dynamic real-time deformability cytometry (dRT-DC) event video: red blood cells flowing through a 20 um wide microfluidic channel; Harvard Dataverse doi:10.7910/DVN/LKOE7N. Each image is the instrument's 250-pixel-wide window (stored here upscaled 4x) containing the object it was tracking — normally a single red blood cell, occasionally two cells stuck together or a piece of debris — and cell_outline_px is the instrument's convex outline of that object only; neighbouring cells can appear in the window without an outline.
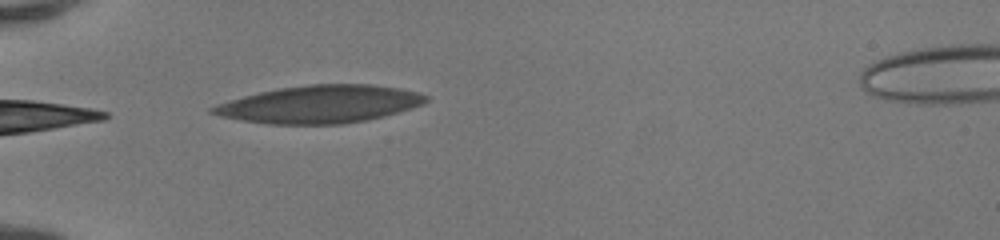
{"species": "human", "species_latin": "Homo sapiens", "temperature_condition": "room temperature", "stored_images_in_passage": 35, "camera_frame_rate_fps": 3000, "um_per_image_px": 0.085, "donor": {"sex": "female"}, "frame": {"image": 1, "passage_image": 1, "time_ms": 0.0, "image_size_px": [1000, 240], "cell_outline_px": [[428, 100], [424, 104], [412, 108], [384, 116], [368, 120], [344, 124], [268, 124], [240, 120], [220, 116], [208, 112], [208, 108], [216, 104], [244, 96], [260, 92], [280, 88], [308, 84], [372, 84], [400, 88], [416, 92], [428, 96]], "centroid_in_image_um": [27.19, 8.86], "position_along_channel_um": 57.8, "area_um2": 46.88}}
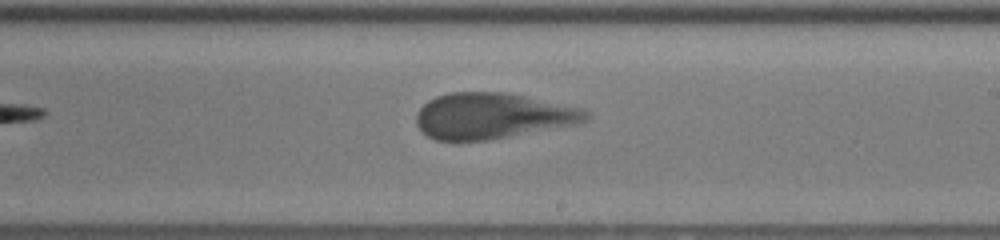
{"frame": {"image": 2, "passage_image": 16, "time_ms": 5.0, "image_size_px": [1000, 240], "cell_outline_px": [[592, 116], [576, 124], [488, 140], [436, 140], [428, 136], [416, 124], [416, 112], [428, 100], [436, 96], [452, 92], [504, 92], [524, 96], [580, 108], [588, 112]], "centroid_in_image_um": [41.81, 9.84], "position_along_channel_um": 247.2, "area_um2": 44.85}}
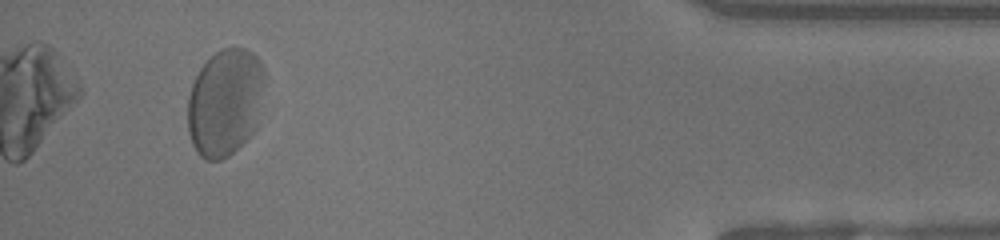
{"frame": {"image": 3, "passage_image": 32, "time_ms": 10.333, "image_size_px": [1000, 240], "cell_outline_px": [[264, 80], [252, 132], [228, 156], [220, 160], [208, 160], [200, 156], [196, 152], [192, 144], [188, 132], [188, 96], [192, 84], [200, 68], [220, 48], [244, 48], [252, 52], [260, 60], [264, 68]], "centroid_in_image_um": [19.08, 8.68], "position_along_channel_um": 416.1, "area_um2": 47.34}, "authors_computed_cell_mechanics": {"area_um2": 45.2574, "velocity_mm_per_s": 4.0765, "shape_relaxation_time_tau1_ms": 1.9582, "shape_relaxation_time_tau2_ms": 1.3015, "deformation_change_tau1": 0.1339, "deformation_change_tau2": 0.0979}}